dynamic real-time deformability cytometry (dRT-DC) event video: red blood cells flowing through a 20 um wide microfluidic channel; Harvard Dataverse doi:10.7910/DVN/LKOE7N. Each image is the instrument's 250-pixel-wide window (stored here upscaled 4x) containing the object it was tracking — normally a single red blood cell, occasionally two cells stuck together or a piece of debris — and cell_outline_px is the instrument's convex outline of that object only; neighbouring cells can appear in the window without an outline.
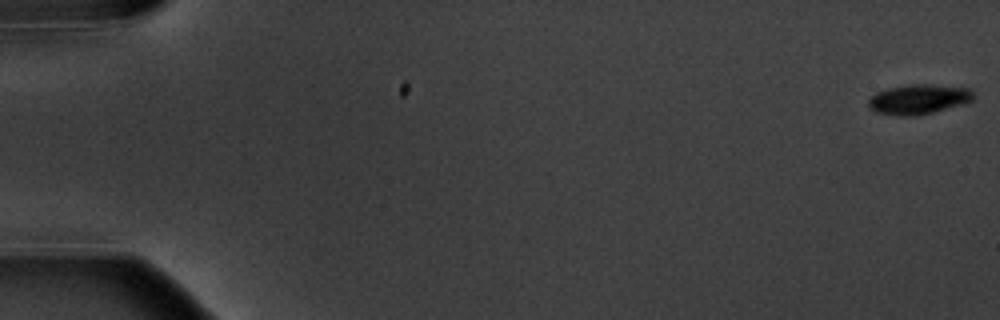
{"species": "common noctule bat (a hibernating species)", "species_latin": "Nyctalus noctula", "temperature_condition": "warm", "stored_images_in_passage": 5, "camera_frame_rate_fps": 3000, "um_per_image_px": 0.085, "animal": {"sex": "male", "body_mass_g": 20.1, "forearm_length_mm": 53.5}, "frame": {"image": 1, "passage_image": 1, "time_ms": 0.0, "image_size_px": [1000, 320], "cell_outline_px": [[972, 100], [964, 104], [916, 116], [896, 116], [876, 112], [868, 108], [868, 100], [876, 92], [888, 88], [908, 84], [928, 84], [968, 88], [972, 92]], "centroid_in_image_um": [78.03, 8.44], "position_along_channel_um": 7.0, "area_um2": 18.26}}
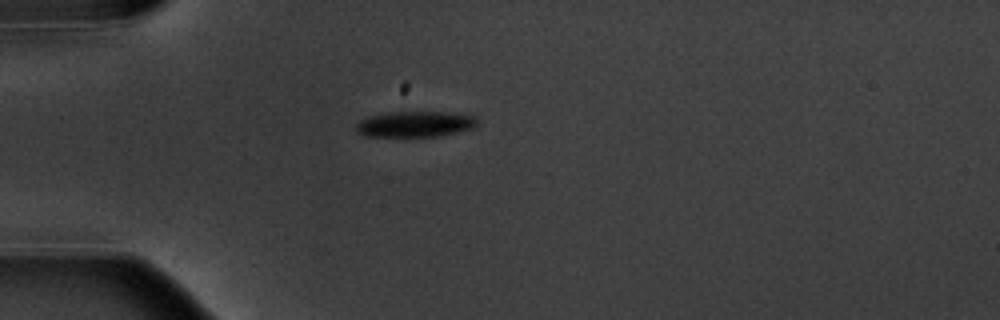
{"frame": {"image": 2, "passage_image": 5, "time_ms": 5.333, "image_size_px": [1000, 320], "cell_outline_px": [[476, 124], [472, 128], [440, 136], [368, 136], [356, 132], [356, 124], [360, 120], [368, 116], [392, 112], [444, 112], [476, 116]], "centroid_in_image_um": [35.25, 10.55], "position_along_channel_um": 49.7, "area_um2": 17.98}}